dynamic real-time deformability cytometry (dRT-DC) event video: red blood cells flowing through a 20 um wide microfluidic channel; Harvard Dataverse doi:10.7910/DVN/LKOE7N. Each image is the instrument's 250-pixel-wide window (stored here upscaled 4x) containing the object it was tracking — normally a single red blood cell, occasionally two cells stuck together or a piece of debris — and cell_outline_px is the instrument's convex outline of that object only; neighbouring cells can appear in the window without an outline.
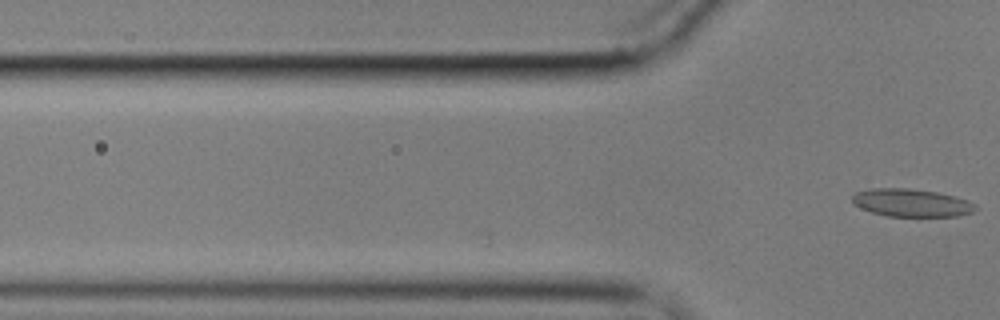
{"species": "common noctule bat (a hibernating species)", "species_latin": "Nyctalus noctula", "temperature_condition": "cold", "stored_images_in_passage": 3, "camera_frame_rate_fps": 3000, "um_per_image_px": 0.085, "animal": {"sex": "male", "body_mass_g": 17.9}, "frame": {"image": 1, "passage_image": 3, "time_ms": 0.667, "image_size_px": [1000, 320], "cell_outline_px": [[976, 208], [972, 212], [956, 216], [888, 216], [872, 212], [860, 208], [852, 200], [852, 196], [856, 192], [872, 188], [908, 188], [936, 192], [956, 196], [968, 200]], "centroid_in_image_um": [77.45, 17.23], "position_along_channel_um": 48.3, "area_um2": 19.77}}